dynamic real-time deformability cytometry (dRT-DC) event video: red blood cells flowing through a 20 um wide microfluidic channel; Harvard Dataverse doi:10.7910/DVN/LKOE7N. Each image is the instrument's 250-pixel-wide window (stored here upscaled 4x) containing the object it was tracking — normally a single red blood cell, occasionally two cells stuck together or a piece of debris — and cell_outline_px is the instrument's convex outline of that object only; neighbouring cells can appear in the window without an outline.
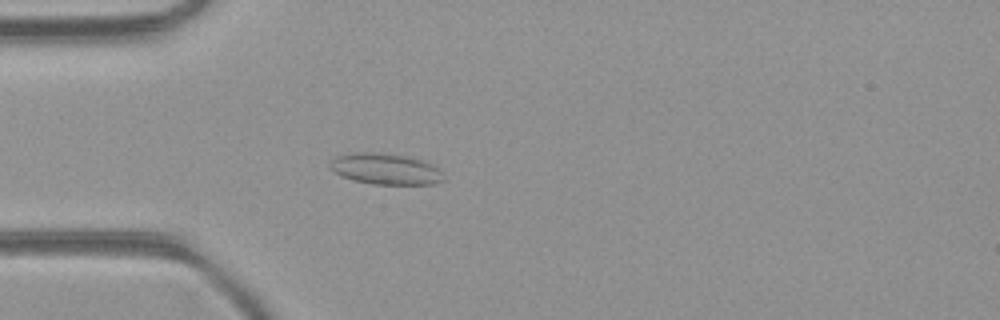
{"species": "common noctule bat (a hibernating species)", "species_latin": "Nyctalus noctula", "temperature_condition": "room temperature", "stored_images_in_passage": 3, "camera_frame_rate_fps": 3000, "um_per_image_px": 0.085, "animal": {"sex": "female", "body_mass_g": 21.9}, "frame": {"image": 1, "passage_image": 3, "time_ms": 0.667, "image_size_px": [1000, 320], "cell_outline_px": [[444, 180], [436, 184], [372, 184], [352, 180], [336, 172], [328, 164], [336, 156], [352, 152], [376, 152], [408, 156], [424, 160], [440, 168]], "centroid_in_image_um": [32.81, 14.35], "position_along_channel_um": 52.2, "area_um2": 20.69}}